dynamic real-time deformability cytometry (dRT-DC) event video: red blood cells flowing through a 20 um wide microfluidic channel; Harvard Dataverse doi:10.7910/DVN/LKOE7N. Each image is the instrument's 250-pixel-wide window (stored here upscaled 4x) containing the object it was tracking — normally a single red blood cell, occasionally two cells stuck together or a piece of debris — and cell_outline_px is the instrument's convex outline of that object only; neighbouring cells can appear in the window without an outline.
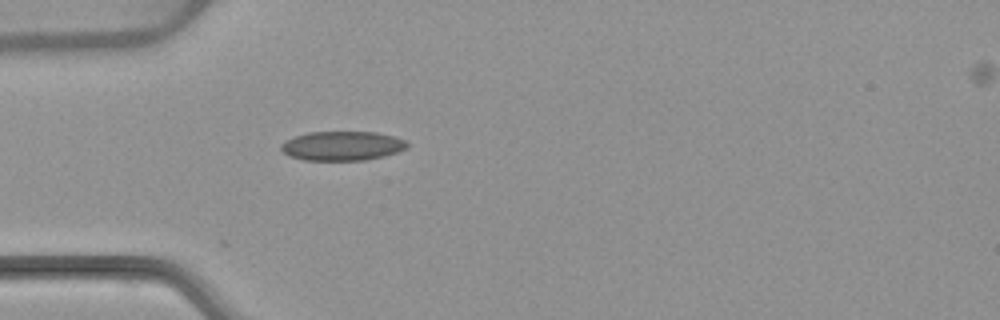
{"species": "common noctule bat (a hibernating species)", "species_latin": "Nyctalus noctula", "temperature_condition": "warm", "stored_images_in_passage": 3, "camera_frame_rate_fps": 3000, "um_per_image_px": 0.085, "animal": {"sex": "female", "body_mass_g": 22.7, "forearm_length_mm": 54.2}, "frame": {"image": 1, "passage_image": 3, "time_ms": 2.333, "image_size_px": [1000, 320], "cell_outline_px": [[408, 148], [384, 156], [364, 160], [304, 160], [288, 156], [280, 148], [280, 144], [296, 136], [308, 132], [376, 132], [392, 136], [404, 140], [408, 144]], "centroid_in_image_um": [29.08, 12.4], "position_along_channel_um": 55.9, "area_um2": 21.39}}